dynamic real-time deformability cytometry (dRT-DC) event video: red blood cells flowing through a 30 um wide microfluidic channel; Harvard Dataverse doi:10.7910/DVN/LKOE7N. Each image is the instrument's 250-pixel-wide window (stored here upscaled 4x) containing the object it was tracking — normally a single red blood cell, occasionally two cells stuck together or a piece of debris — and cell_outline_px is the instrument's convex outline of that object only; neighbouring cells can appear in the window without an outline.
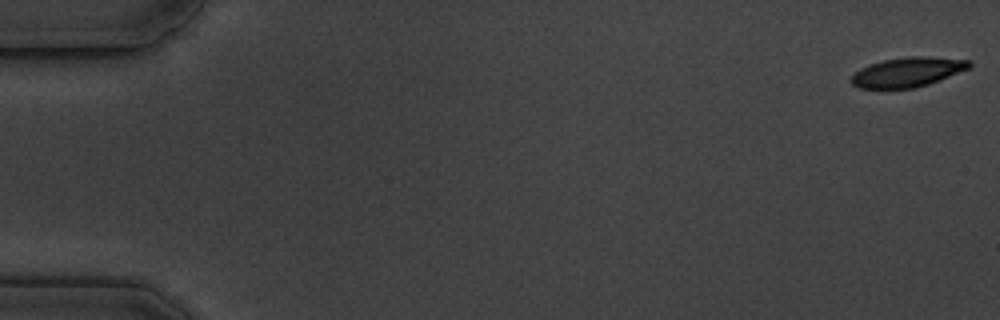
{"species": "common noctule bat (a hibernating species)", "species_latin": "Nyctalus noctula", "temperature_condition": "cold", "stored_images_in_passage": 7, "camera_frame_rate_fps": 3000, "um_per_image_px": 0.085, "animal": {"sex": "male", "body_mass_g": 19.5, "forearm_length_mm": 54.6}, "frame": {"image": 1, "passage_image": 1, "time_ms": 0.0, "image_size_px": [1000, 320], "cell_outline_px": [[972, 64], [968, 68], [928, 84], [912, 88], [860, 88], [852, 84], [848, 80], [860, 68], [884, 60], [912, 56], [928, 56], [972, 60]], "centroid_in_image_um": [77.13, 6.12], "position_along_channel_um": 7.9, "area_um2": 20.06}}
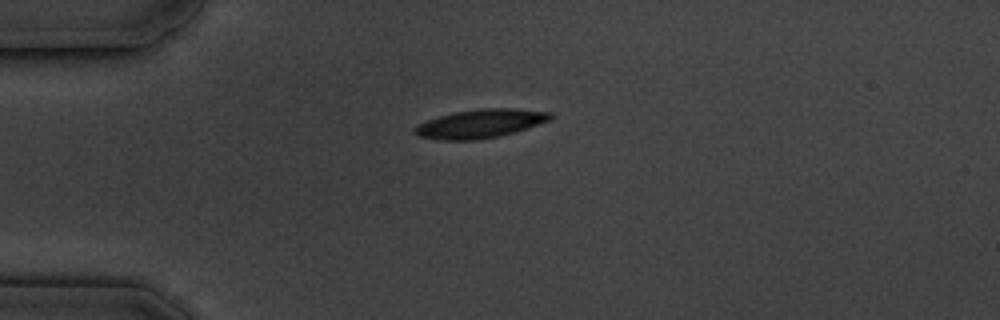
{"frame": {"image": 2, "passage_image": 4, "time_ms": 4.667, "image_size_px": [1000, 320], "cell_outline_px": [[556, 116], [552, 120], [516, 132], [476, 140], [440, 140], [416, 136], [412, 132], [412, 128], [416, 124], [440, 116], [456, 112], [480, 108], [512, 108], [552, 112]], "centroid_in_image_um": [40.84, 10.51], "position_along_channel_um": 44.2, "area_um2": 22.95}}